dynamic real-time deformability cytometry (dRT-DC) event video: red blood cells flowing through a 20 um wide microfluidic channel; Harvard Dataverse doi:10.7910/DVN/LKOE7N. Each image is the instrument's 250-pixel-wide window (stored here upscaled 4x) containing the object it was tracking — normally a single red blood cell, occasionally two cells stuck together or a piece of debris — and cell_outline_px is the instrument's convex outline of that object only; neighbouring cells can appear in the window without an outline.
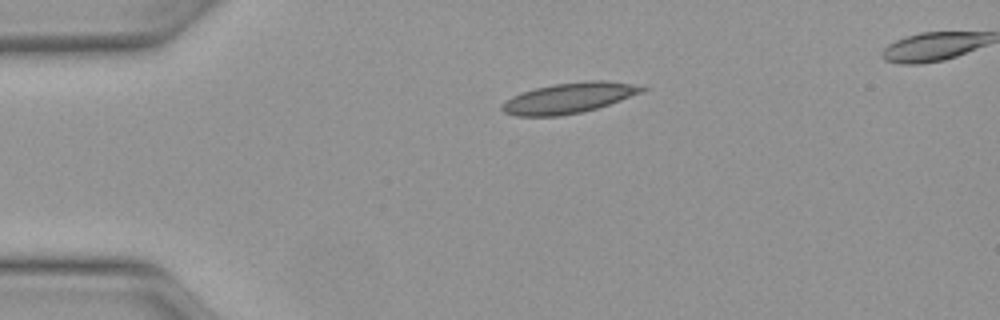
{"species": "Egyptian fruit bat (a non-hibernating species)", "species_latin": "Rousettus aegyptiacus", "temperature_condition": "warm", "stored_images_in_passage": 39, "camera_frame_rate_fps": 3000, "um_per_image_px": 0.085, "animal": {"sex": "female"}, "frame": {"image": 1, "passage_image": 1, "time_ms": 0.0, "image_size_px": [1000, 320], "cell_outline_px": [[648, 88], [640, 92], [620, 100], [596, 108], [580, 112], [560, 116], [516, 116], [504, 112], [500, 108], [512, 96], [536, 88], [552, 84], [584, 80], [608, 80], [632, 84]], "centroid_in_image_um": [48.34, 8.32], "position_along_channel_um": 36.7, "area_um2": 24.51}}
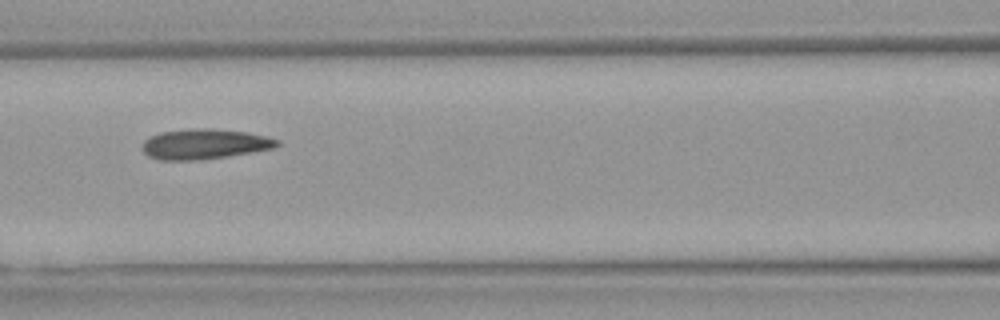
{"frame": {"image": 2, "passage_image": 12, "time_ms": 3.667, "image_size_px": [1000, 320], "cell_outline_px": [[280, 144], [276, 148], [228, 156], [200, 160], [160, 160], [148, 156], [140, 148], [140, 144], [144, 140], [160, 132], [192, 128], [212, 128], [244, 132], [264, 136], [280, 140]], "centroid_in_image_um": [17.35, 12.25], "position_along_channel_um": 149.2, "area_um2": 23.87}}
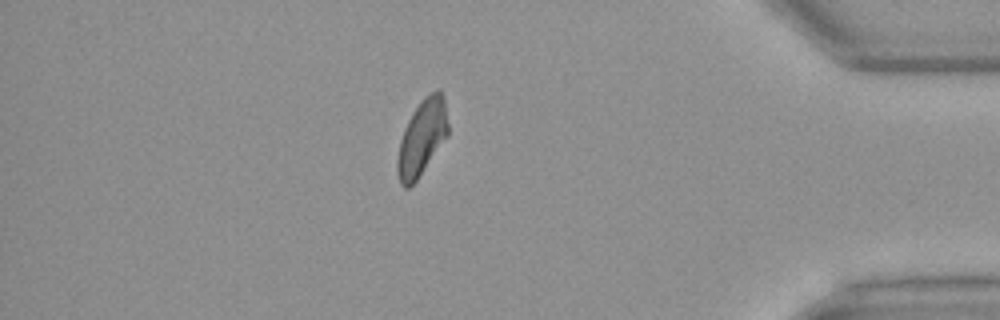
{"frame": {"image": 3, "passage_image": 33, "time_ms": 10.667, "image_size_px": [1000, 320], "cell_outline_px": [[448, 136], [416, 180], [408, 188], [404, 188], [400, 184], [396, 172], [396, 160], [400, 140], [404, 128], [412, 112], [420, 100], [424, 96], [436, 88], [440, 88], [444, 96], [448, 124]], "centroid_in_image_um": [35.86, 11.66], "position_along_channel_um": 399.3, "area_um2": 22.66}}